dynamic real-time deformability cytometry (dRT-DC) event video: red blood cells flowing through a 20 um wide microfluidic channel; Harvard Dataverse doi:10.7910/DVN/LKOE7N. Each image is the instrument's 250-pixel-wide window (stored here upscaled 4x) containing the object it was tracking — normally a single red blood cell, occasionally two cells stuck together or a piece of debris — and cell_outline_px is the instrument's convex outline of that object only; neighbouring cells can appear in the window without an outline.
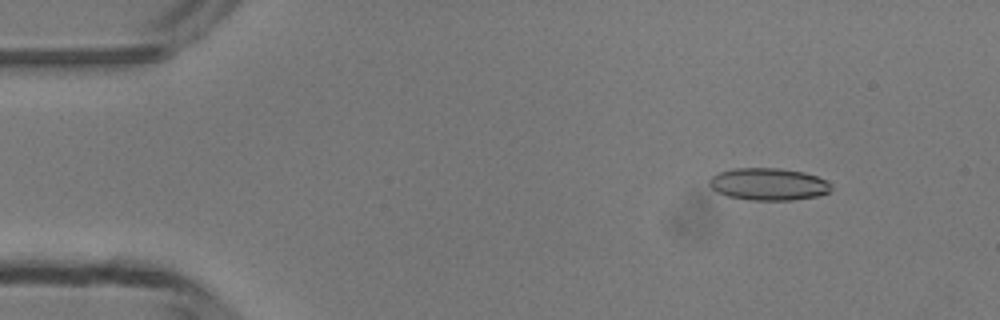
{"species": "common noctule bat (a hibernating species)", "species_latin": "Nyctalus noctula", "temperature_condition": "room temperature", "stored_images_in_passage": 49, "camera_frame_rate_fps": 3000, "um_per_image_px": 0.085, "animal": {"sex": "male", "body_mass_g": 13.3}, "frame": {"image": 1, "passage_image": 6, "time_ms": 1.667, "image_size_px": [1000, 320], "cell_outline_px": [[832, 188], [828, 192], [820, 196], [792, 200], [752, 200], [728, 196], [716, 192], [708, 184], [708, 180], [712, 176], [720, 172], [736, 168], [780, 168], [804, 172], [828, 180], [832, 184]], "centroid_in_image_um": [65.35, 15.65], "position_along_channel_um": 19.7, "area_um2": 23.06}}
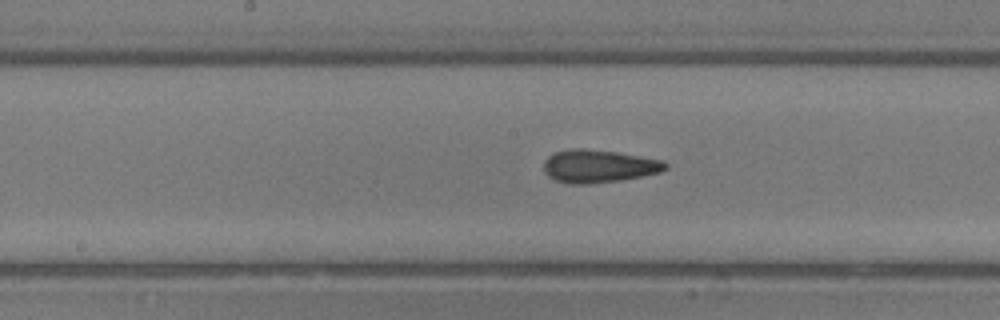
{"frame": {"image": 2, "passage_image": 25, "time_ms": 8.0, "image_size_px": [1000, 320], "cell_outline_px": [[668, 168], [660, 172], [620, 180], [588, 184], [568, 184], [556, 180], [548, 176], [544, 172], [544, 160], [552, 152], [572, 148], [584, 148], [616, 152], [664, 160], [668, 164]], "centroid_in_image_um": [50.86, 14.11], "position_along_channel_um": 197.3, "area_um2": 23.47}}
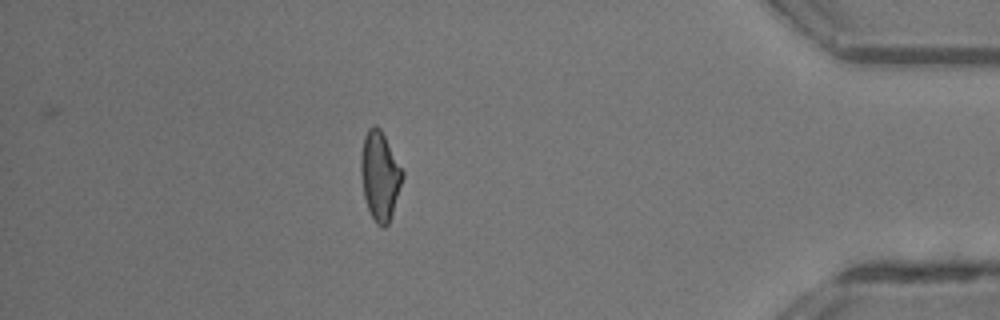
{"frame": {"image": 3, "passage_image": 43, "time_ms": 14.0, "image_size_px": [1000, 320], "cell_outline_px": [[404, 176], [388, 224], [384, 228], [376, 224], [368, 208], [364, 196], [360, 172], [360, 156], [364, 136], [368, 128], [376, 124], [380, 128], [404, 172]], "centroid_in_image_um": [32.27, 14.91], "position_along_channel_um": 402.9, "area_um2": 21.39}, "authors_computed_cell_mechanics": {"area_um2": 22.3108, "velocity_mm_per_s": 4.2075, "shape_relaxation_time_tau1_ms": 8.5012, "shape_relaxation_time_tau2_ms": 3.23, "deformation_change_tau1": 0.2028, "deformation_change_tau2": 0.1154}}